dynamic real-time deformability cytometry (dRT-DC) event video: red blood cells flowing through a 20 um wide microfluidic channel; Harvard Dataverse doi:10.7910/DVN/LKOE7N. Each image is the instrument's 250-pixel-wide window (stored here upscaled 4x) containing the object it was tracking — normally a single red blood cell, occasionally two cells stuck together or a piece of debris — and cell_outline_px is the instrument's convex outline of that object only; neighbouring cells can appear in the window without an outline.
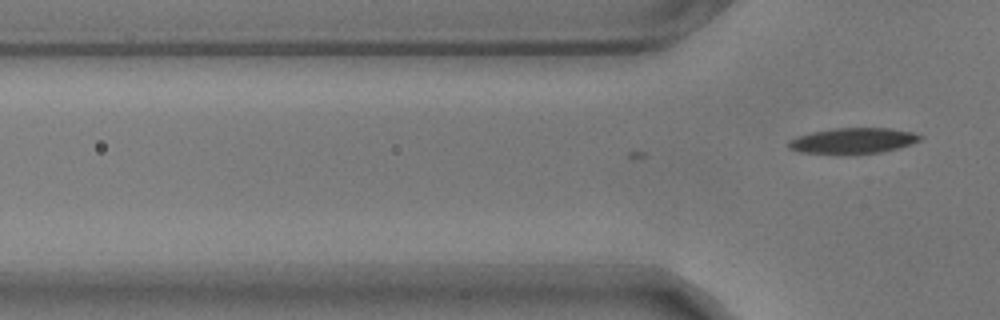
{"species": "common noctule bat (a hibernating species)", "species_latin": "Nyctalus noctula", "temperature_condition": "warm", "stored_images_in_passage": 2, "camera_frame_rate_fps": 3000, "um_per_image_px": 0.085, "animal": {"sex": "male", "body_mass_g": 17.9}, "frame": {"image": 1, "passage_image": 2, "time_ms": 0.333, "image_size_px": [1000, 320], "cell_outline_px": [[924, 136], [920, 140], [896, 148], [880, 152], [856, 156], [848, 156], [800, 152], [788, 148], [788, 140], [796, 136], [812, 132], [836, 128], [888, 128], [912, 132]], "centroid_in_image_um": [72.44, 11.99], "position_along_channel_um": 53.4, "area_um2": 20.17}}